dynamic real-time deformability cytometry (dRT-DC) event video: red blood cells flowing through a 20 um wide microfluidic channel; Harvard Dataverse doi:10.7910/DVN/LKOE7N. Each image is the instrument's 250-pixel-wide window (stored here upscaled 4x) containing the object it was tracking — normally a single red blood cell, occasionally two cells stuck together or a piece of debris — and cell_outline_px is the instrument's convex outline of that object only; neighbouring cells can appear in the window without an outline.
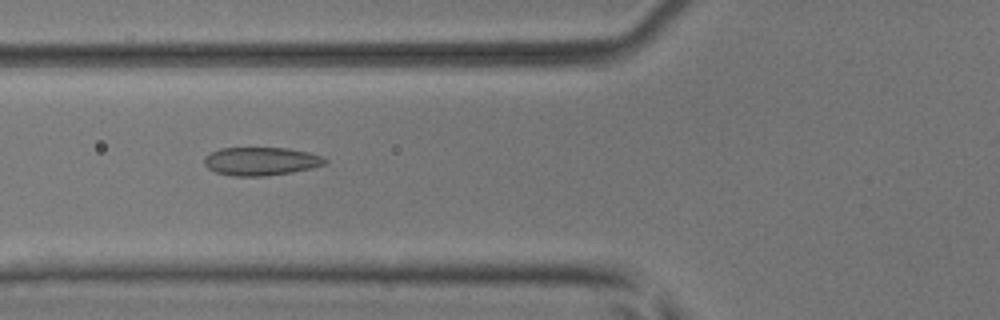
{"species": "common noctule bat (a hibernating species)", "species_latin": "Nyctalus noctula", "temperature_condition": "room temperature", "stored_images_in_passage": 34, "camera_frame_rate_fps": 3000, "um_per_image_px": 0.085, "animal": {"sex": "male", "body_mass_g": 17.9, "forearm_length_mm": 54.2}, "frame": {"image": 1, "passage_image": 5, "time_ms": 1.333, "image_size_px": [1000, 320], "cell_outline_px": [[328, 164], [312, 168], [292, 172], [264, 176], [232, 176], [216, 172], [208, 168], [204, 164], [204, 156], [220, 148], [288, 148], [308, 152], [320, 156], [328, 160]], "centroid_in_image_um": [22.19, 13.71], "position_along_channel_um": 103.6, "area_um2": 19.94}}
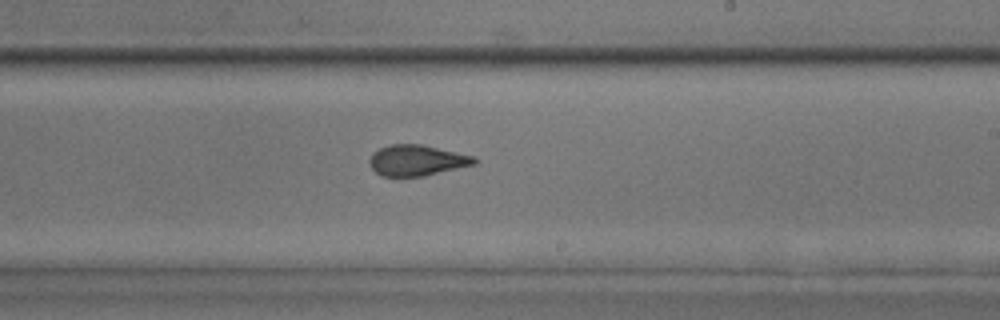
{"frame": {"image": 2, "passage_image": 16, "time_ms": 5.0, "image_size_px": [1000, 320], "cell_outline_px": [[480, 160], [476, 164], [424, 176], [380, 176], [368, 164], [368, 160], [372, 152], [380, 148], [392, 144], [420, 144], [476, 156]], "centroid_in_image_um": [35.44, 13.63], "position_along_channel_um": 253.6, "area_um2": 19.02}}
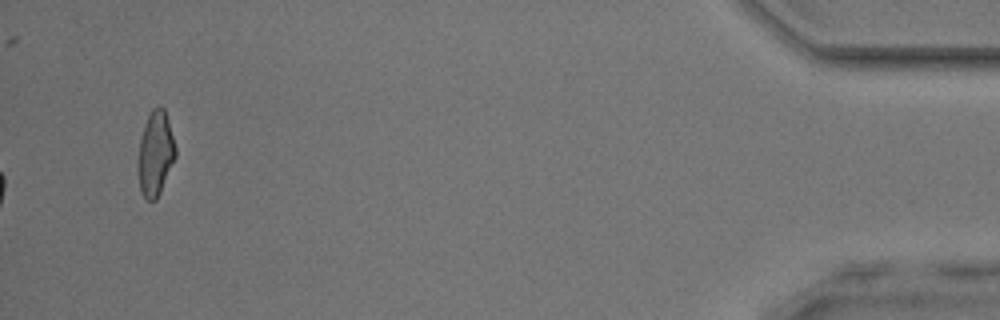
{"frame": {"image": 3, "passage_image": 34, "time_ms": 11.0, "image_size_px": [1000, 320], "cell_outline_px": [[176, 156], [160, 192], [156, 200], [148, 200], [144, 196], [140, 188], [140, 136], [144, 124], [152, 108], [160, 104], [164, 108], [168, 120], [176, 148]], "centroid_in_image_um": [13.24, 12.98], "position_along_channel_um": 422.0, "area_um2": 17.92}, "authors_computed_cell_mechanics": {"area_um2": 19.2474, "velocity_mm_per_s": 4.1071, "shape_relaxation_time_tau1_ms": null, "shape_relaxation_time_tau2_ms": 1.0691, "deformation_change_tau1": null, "deformation_change_tau2": 0.0783}}